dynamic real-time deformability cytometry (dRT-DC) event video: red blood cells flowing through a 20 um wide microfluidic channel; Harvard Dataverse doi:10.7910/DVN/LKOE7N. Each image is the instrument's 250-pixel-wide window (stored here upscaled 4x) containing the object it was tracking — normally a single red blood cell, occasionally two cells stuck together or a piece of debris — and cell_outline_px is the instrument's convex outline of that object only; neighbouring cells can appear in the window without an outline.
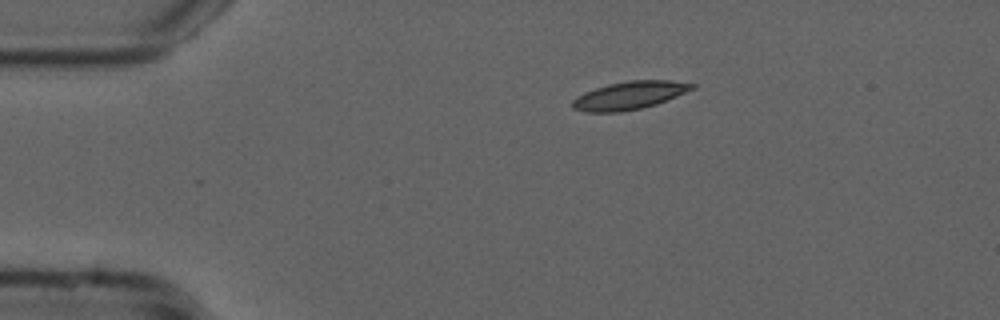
{"species": "common noctule bat (a hibernating species)", "species_latin": "Nyctalus noctula", "temperature_condition": "cold", "stored_images_in_passage": 6, "camera_frame_rate_fps": 3000, "um_per_image_px": 0.085, "animal": {"sex": "male", "forearm_length_mm": 52.5}, "frame": {"image": 1, "passage_image": 1, "time_ms": 0.0, "image_size_px": [1000, 320], "cell_outline_px": [[696, 88], [656, 104], [640, 108], [620, 112], [588, 112], [572, 108], [572, 100], [576, 96], [584, 92], [608, 84], [628, 80], [672, 80], [696, 84]], "centroid_in_image_um": [53.5, 8.1], "position_along_channel_um": 31.5, "area_um2": 19.48}}